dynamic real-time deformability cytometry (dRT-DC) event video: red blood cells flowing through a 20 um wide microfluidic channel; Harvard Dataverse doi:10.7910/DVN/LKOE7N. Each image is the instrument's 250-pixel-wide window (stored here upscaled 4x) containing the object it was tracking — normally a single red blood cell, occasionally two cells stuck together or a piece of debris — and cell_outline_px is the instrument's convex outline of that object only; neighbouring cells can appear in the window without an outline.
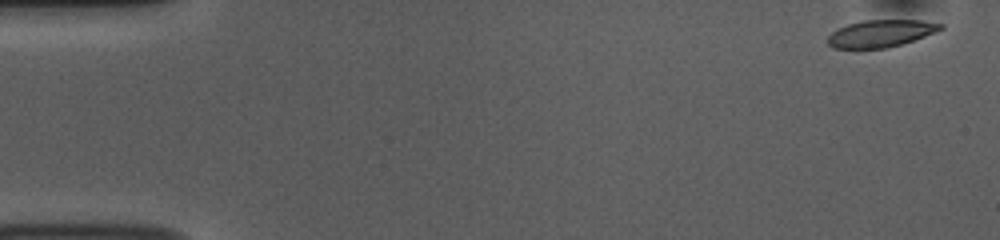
{"species": "common noctule bat (a hibernating species)", "species_latin": "Nyctalus noctula", "temperature_condition": "room temperature", "stored_images_in_passage": 52, "camera_frame_rate_fps": 3000, "um_per_image_px": 0.085, "animal": {"sex": "female", "body_mass_g": 10.0, "forearm_length_mm": 53.1}, "frame": {"image": 1, "passage_image": 1, "time_ms": 0.0, "image_size_px": [1000, 240], "cell_outline_px": [[944, 28], [936, 32], [904, 44], [888, 48], [832, 48], [828, 44], [828, 36], [832, 32], [848, 24], [864, 20], [920, 20], [944, 24]], "centroid_in_image_um": [74.91, 2.85], "position_along_channel_um": 10.1, "area_um2": 17.92}}
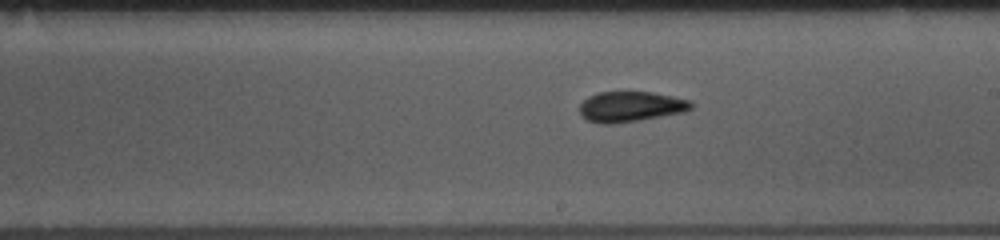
{"frame": {"image": 2, "passage_image": 29, "time_ms": 9.333, "image_size_px": [1000, 240], "cell_outline_px": [[692, 108], [684, 112], [640, 120], [612, 124], [600, 124], [588, 120], [580, 116], [580, 104], [588, 96], [596, 92], [652, 92], [692, 100]], "centroid_in_image_um": [53.59, 9.06], "position_along_channel_um": 235.4, "area_um2": 19.88}}
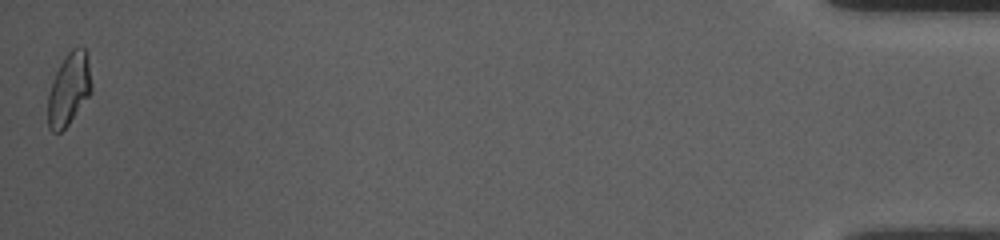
{"frame": {"image": 3, "passage_image": 52, "time_ms": 17.0, "image_size_px": [1000, 240], "cell_outline_px": [[92, 92], [68, 124], [60, 132], [52, 132], [48, 128], [48, 92], [52, 80], [64, 56], [72, 48], [84, 48], [88, 56], [92, 84]], "centroid_in_image_um": [5.86, 7.57], "position_along_channel_um": 429.3, "area_um2": 18.44}, "authors_computed_cell_mechanics": {"area_um2": 19.2185, "velocity_mm_per_s": 3.7559, "shape_relaxation_time_tau1_ms": 6.2692, "shape_relaxation_time_tau2_ms": 2.6881, "deformation_change_tau1": 0.1782, "deformation_change_tau2": 0.0974}}